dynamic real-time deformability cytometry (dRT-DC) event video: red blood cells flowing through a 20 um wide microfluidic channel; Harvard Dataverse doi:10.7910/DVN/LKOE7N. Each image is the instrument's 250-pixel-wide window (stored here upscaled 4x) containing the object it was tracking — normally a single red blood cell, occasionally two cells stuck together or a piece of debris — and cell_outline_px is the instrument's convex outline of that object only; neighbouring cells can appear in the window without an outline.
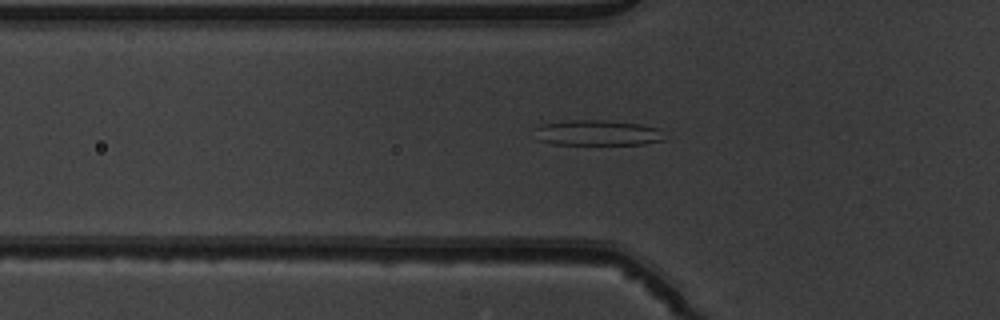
{"species": "common noctule bat (a hibernating species)", "species_latin": "Nyctalus noctula", "temperature_condition": "warm", "stored_images_in_passage": 38, "camera_frame_rate_fps": 3000, "um_per_image_px": 0.085, "animal": {"sex": "male", "body_mass_g": 19.5, "forearm_length_mm": 54.6}, "frame": {"image": 1, "passage_image": 5, "time_ms": 1.333, "image_size_px": [1000, 320], "cell_outline_px": [[664, 140], [644, 144], [552, 144], [540, 140], [536, 128], [540, 124], [572, 120], [604, 120], [640, 124], [660, 128]], "centroid_in_image_um": [50.82, 11.29], "position_along_channel_um": 75.0, "area_um2": 19.02}}
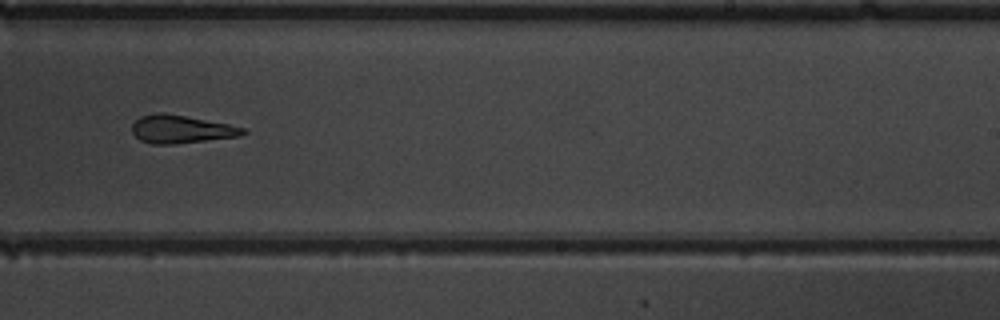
{"frame": {"image": 2, "passage_image": 20, "time_ms": 6.333, "image_size_px": [1000, 320], "cell_outline_px": [[248, 132], [240, 136], [172, 144], [152, 144], [140, 140], [132, 132], [132, 124], [140, 116], [156, 112], [164, 112], [228, 124], [244, 128]], "centroid_in_image_um": [15.36, 10.97], "position_along_channel_um": 273.6, "area_um2": 18.03}}
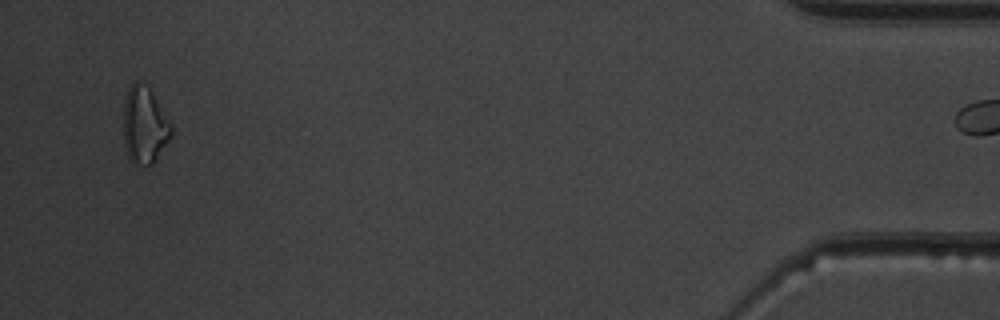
{"frame": {"image": 3, "passage_image": 37, "time_ms": 12.0, "image_size_px": [1000, 320], "cell_outline_px": [[172, 136], [152, 164], [144, 164], [132, 160], [128, 156], [124, 140], [124, 100], [128, 88], [136, 80], [140, 80], [148, 84], [172, 124]], "centroid_in_image_um": [12.3, 10.55], "position_along_channel_um": 422.9, "area_um2": 21.39}}